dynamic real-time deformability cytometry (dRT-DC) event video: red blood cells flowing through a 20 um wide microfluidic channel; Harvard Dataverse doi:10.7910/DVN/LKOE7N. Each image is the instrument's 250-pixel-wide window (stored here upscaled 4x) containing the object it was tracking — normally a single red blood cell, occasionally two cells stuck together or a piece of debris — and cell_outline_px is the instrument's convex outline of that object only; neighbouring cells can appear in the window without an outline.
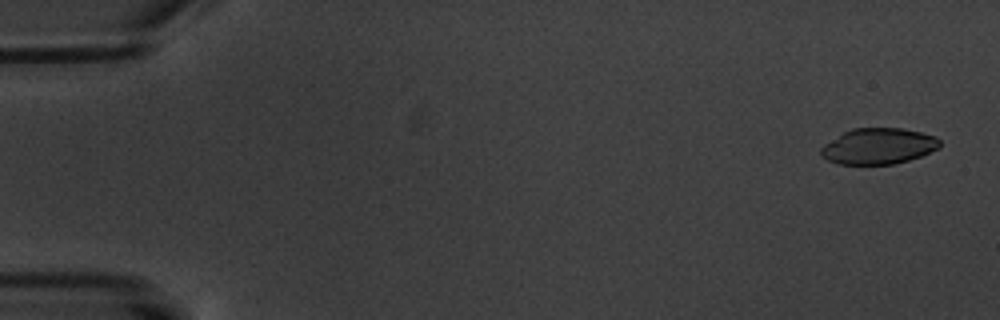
{"species": "common noctule bat (a hibernating species)", "species_latin": "Nyctalus noctula", "temperature_condition": "warm", "stored_images_in_passage": 15, "camera_frame_rate_fps": 3000, "um_per_image_px": 0.085, "animal": {"sex": "male", "body_mass_g": 20.1, "forearm_length_mm": 53.5}, "frame": {"image": 1, "passage_image": 1, "time_ms": 0.0, "image_size_px": [1000, 320], "cell_outline_px": [[940, 148], [920, 156], [908, 160], [892, 164], [840, 164], [828, 160], [820, 156], [820, 148], [824, 144], [844, 132], [852, 128], [904, 128], [936, 136], [940, 140]], "centroid_in_image_um": [74.67, 12.42], "position_along_channel_um": 10.3, "area_um2": 24.91}}
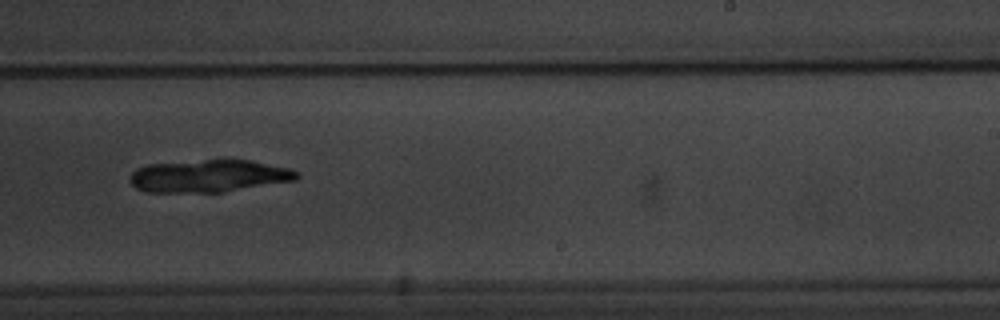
{"frame": {"image": 2, "passage_image": 10, "time_ms": 11.667, "image_size_px": [1000, 320], "cell_outline_px": [[300, 176], [296, 180], [224, 192], [144, 192], [136, 188], [132, 184], [132, 172], [136, 168], [148, 164], [228, 156], [252, 160], [288, 168], [300, 172]], "centroid_in_image_um": [17.8, 14.91], "position_along_channel_um": 271.2, "area_um2": 32.66}}
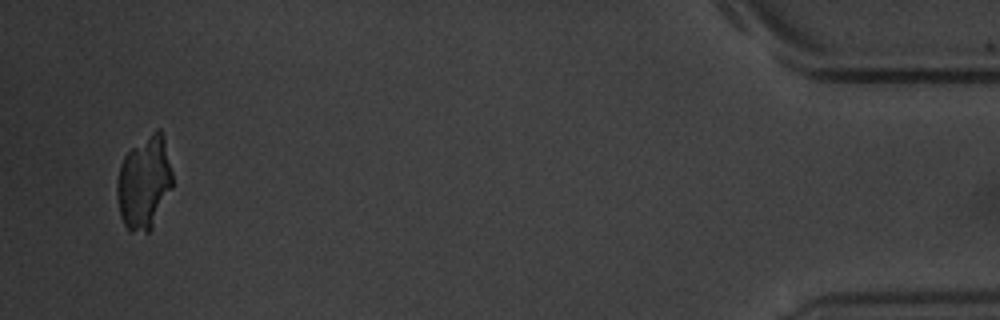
{"frame": {"image": 3, "passage_image": 15, "time_ms": 18.333, "image_size_px": [1000, 320], "cell_outline_px": [[172, 188], [152, 228], [148, 232], [128, 232], [120, 216], [116, 192], [116, 180], [120, 164], [124, 156], [132, 148], [156, 128], [160, 128], [164, 132], [172, 172]], "centroid_in_image_um": [12.26, 15.51], "position_along_channel_um": 422.9, "area_um2": 30.52}}